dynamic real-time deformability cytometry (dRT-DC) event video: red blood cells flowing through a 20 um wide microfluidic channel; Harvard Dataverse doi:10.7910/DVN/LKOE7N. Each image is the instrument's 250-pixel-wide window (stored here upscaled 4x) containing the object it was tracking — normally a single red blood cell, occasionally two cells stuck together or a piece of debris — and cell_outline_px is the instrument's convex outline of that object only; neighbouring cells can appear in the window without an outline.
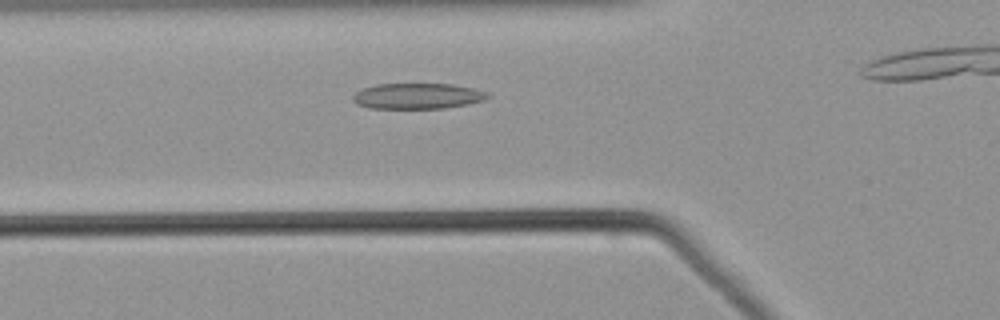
{"species": "common noctule bat (a hibernating species)", "species_latin": "Nyctalus noctula", "temperature_condition": "warm", "stored_images_in_passage": 33, "camera_frame_rate_fps": 3000, "um_per_image_px": 0.085, "animal": {"sex": "male", "body_mass_g": 21.5, "forearm_length_mm": 52.0}, "frame": {"image": 1, "passage_image": 9, "time_ms": 2.667, "image_size_px": [1000, 320], "cell_outline_px": [[488, 96], [484, 100], [468, 104], [444, 108], [368, 108], [356, 104], [352, 100], [352, 96], [356, 92], [364, 88], [376, 84], [452, 84], [472, 88], [484, 92]], "centroid_in_image_um": [35.43, 8.17], "position_along_channel_um": 90.4, "area_um2": 20.0}}
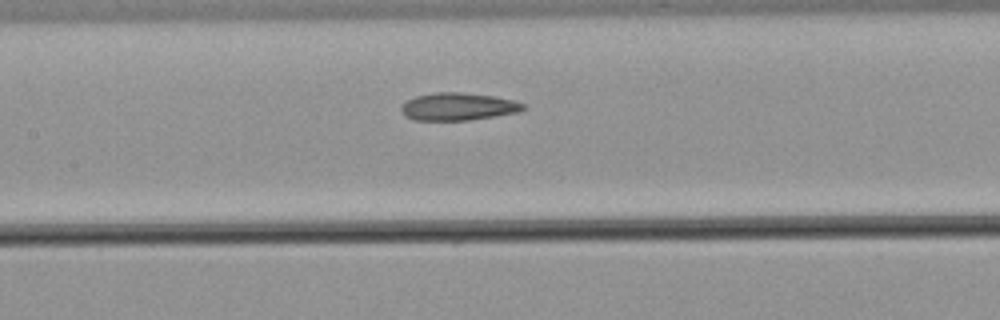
{"frame": {"image": 2, "passage_image": 15, "time_ms": 4.667, "image_size_px": [1000, 320], "cell_outline_px": [[528, 108], [520, 112], [468, 120], [412, 120], [404, 116], [400, 108], [408, 100], [416, 96], [436, 92], [460, 92], [492, 96], [512, 100], [524, 104]], "centroid_in_image_um": [38.94, 9.07], "position_along_channel_um": 168.5, "area_um2": 19.54}}
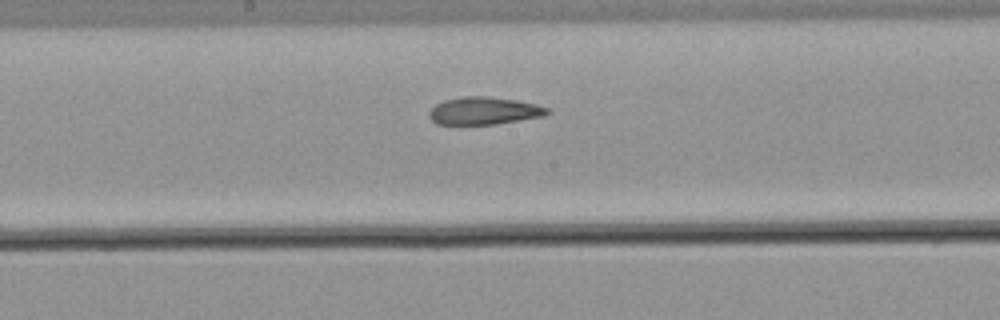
{"frame": {"image": 3, "passage_image": 18, "time_ms": 5.667, "image_size_px": [1000, 320], "cell_outline_px": [[548, 112], [544, 116], [496, 124], [436, 124], [428, 116], [428, 112], [436, 104], [444, 100], [464, 96], [488, 96], [516, 100], [536, 104], [548, 108]], "centroid_in_image_um": [41.12, 9.41], "position_along_channel_um": 207.1, "area_um2": 18.9}}